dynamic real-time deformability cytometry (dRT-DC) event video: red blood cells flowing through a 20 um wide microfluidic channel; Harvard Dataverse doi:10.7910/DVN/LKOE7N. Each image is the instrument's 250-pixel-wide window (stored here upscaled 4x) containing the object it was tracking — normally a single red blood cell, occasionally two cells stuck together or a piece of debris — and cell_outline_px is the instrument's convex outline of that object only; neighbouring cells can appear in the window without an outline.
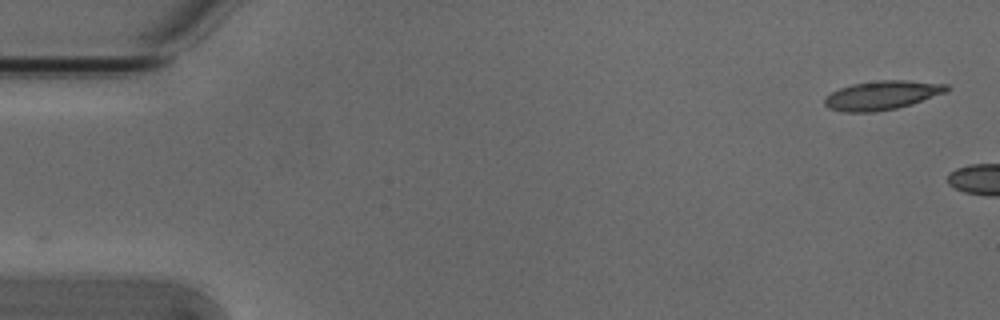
{"species": "Egyptian fruit bat (a non-hibernating species)", "species_latin": "Rousettus aegyptiacus", "temperature_condition": "cold", "stored_images_in_passage": 2, "camera_frame_rate_fps": 3000, "um_per_image_px": 0.085, "animal": {"sex": "male"}, "frame": {"image": 1, "passage_image": 2, "time_ms": 0.333, "image_size_px": [1000, 320], "cell_outline_px": [[948, 92], [912, 104], [896, 108], [872, 112], [844, 112], [828, 108], [824, 104], [824, 96], [840, 88], [852, 84], [880, 80], [904, 80], [948, 84]], "centroid_in_image_um": [74.97, 8.1], "position_along_channel_um": 10.0, "area_um2": 20.63}}